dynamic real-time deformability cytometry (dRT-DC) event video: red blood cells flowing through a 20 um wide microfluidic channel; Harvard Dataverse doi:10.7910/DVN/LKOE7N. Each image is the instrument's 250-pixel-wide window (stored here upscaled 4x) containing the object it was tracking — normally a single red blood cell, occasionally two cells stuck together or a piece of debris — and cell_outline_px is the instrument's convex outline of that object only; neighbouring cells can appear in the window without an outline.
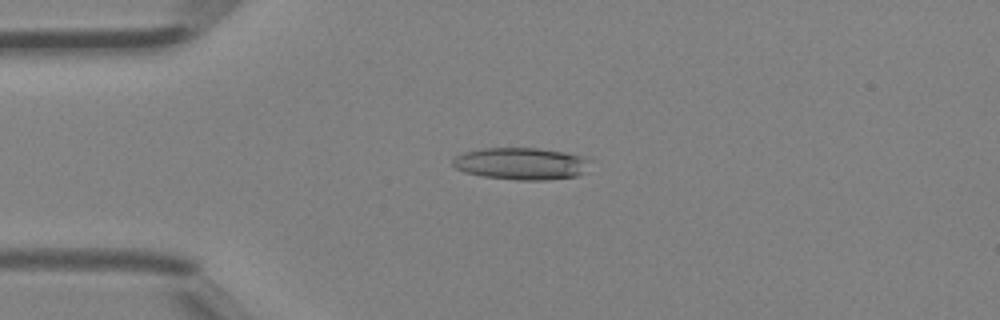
{"species": "Egyptian fruit bat (a non-hibernating species)", "species_latin": "Rousettus aegyptiacus", "temperature_condition": "room temperature", "stored_images_in_passage": 4, "camera_frame_rate_fps": 3000, "um_per_image_px": 0.085, "animal": {"sex": "female"}, "frame": {"image": 1, "passage_image": 3, "time_ms": 0.667, "image_size_px": [1000, 320], "cell_outline_px": [[592, 160], [584, 172], [576, 176], [544, 180], [516, 180], [484, 176], [464, 172], [456, 168], [452, 164], [452, 160], [456, 156], [464, 152], [484, 148], [540, 148], [588, 156]], "centroid_in_image_um": [44.34, 13.9], "position_along_channel_um": 40.7, "area_um2": 25.84}}